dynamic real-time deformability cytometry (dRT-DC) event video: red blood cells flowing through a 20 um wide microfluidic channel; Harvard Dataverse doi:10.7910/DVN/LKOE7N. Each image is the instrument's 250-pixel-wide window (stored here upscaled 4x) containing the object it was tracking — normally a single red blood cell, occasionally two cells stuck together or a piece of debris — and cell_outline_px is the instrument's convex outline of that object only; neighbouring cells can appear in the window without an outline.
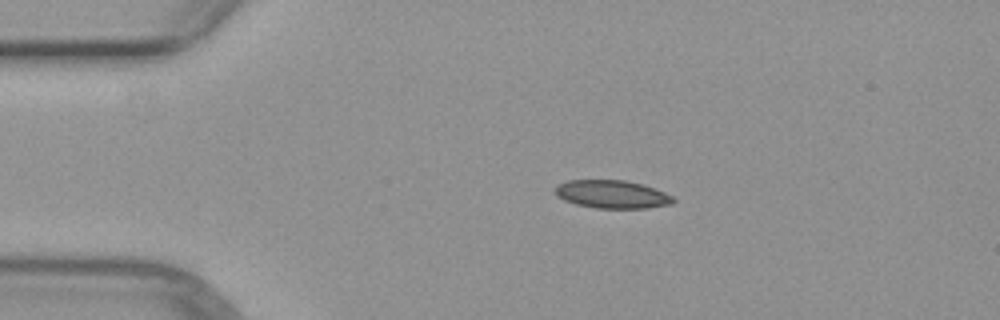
{"species": "common noctule bat (a hibernating species)", "species_latin": "Nyctalus noctula", "temperature_condition": "warm", "stored_images_in_passage": 3, "segment_of_instrument_passage": [1, 2], "camera_frame_rate_fps": 3000, "um_per_image_px": 0.085, "animal": {"sex": "female", "body_mass_g": 29.2, "forearm_length_mm": 56.3}, "frame": {"image": 1, "passage_image": 1, "time_ms": 0.0, "image_size_px": [1000, 320], "cell_outline_px": [[676, 200], [672, 204], [648, 208], [596, 208], [576, 204], [564, 200], [556, 196], [556, 184], [568, 180], [624, 180], [644, 184], [656, 188], [672, 196]], "centroid_in_image_um": [52.04, 16.51], "position_along_channel_um": 33.0, "area_um2": 19.48}}